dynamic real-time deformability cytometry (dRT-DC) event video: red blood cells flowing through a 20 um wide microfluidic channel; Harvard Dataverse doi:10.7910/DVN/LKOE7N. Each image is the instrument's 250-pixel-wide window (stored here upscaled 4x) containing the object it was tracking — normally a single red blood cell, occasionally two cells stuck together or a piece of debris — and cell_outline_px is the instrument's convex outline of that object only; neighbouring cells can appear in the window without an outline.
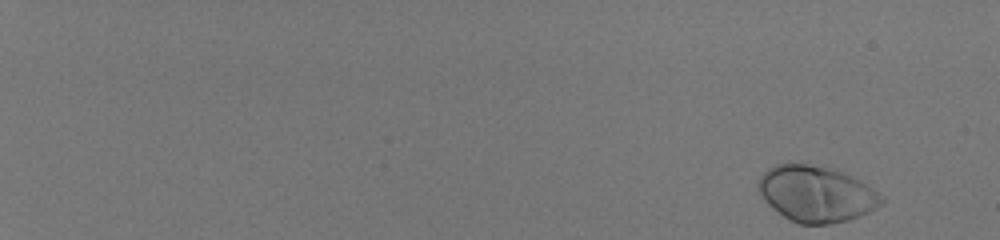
{"species": "human", "species_latin": "Homo sapiens", "temperature_condition": "room temperature", "stored_images_in_passage": 52, "camera_frame_rate_fps": 3000, "um_per_image_px": 0.085, "donor": {"sex": "male"}, "frame": {"image": 1, "passage_image": 1, "time_ms": 0.0, "image_size_px": [1000, 240], "cell_outline_px": [[884, 200], [876, 208], [860, 216], [848, 220], [828, 224], [800, 224], [784, 216], [768, 204], [764, 200], [756, 184], [760, 176], [768, 168], [776, 164], [808, 164], [840, 172], [872, 188]], "centroid_in_image_um": [69.33, 16.5], "position_along_channel_um": 15.7, "area_um2": 39.3}}
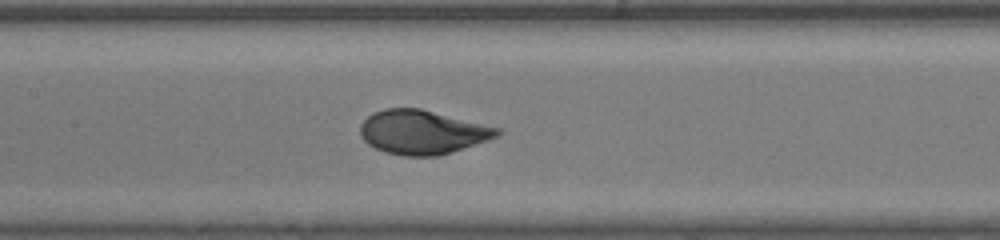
{"frame": {"image": 2, "passage_image": 30, "time_ms": 9.667, "image_size_px": [1000, 240], "cell_outline_px": [[504, 132], [500, 136], [452, 152], [436, 156], [404, 156], [384, 152], [368, 144], [360, 136], [360, 124], [372, 112], [384, 108], [420, 108], [500, 128]], "centroid_in_image_um": [35.9, 11.23], "position_along_channel_um": 171.5, "area_um2": 35.32}}
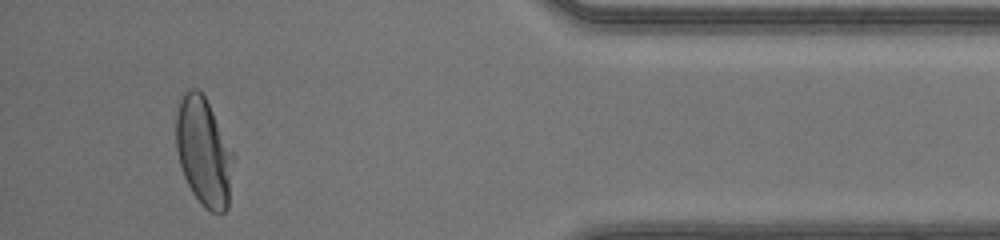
{"frame": {"image": 3, "passage_image": 50, "time_ms": 16.333, "image_size_px": [1000, 240], "cell_outline_px": [[232, 156], [228, 208], [224, 212], [212, 212], [204, 208], [200, 204], [192, 192], [184, 176], [180, 164], [176, 148], [176, 116], [180, 96], [188, 88], [196, 88], [204, 96], [232, 152]], "centroid_in_image_um": [17.27, 12.91], "position_along_channel_um": 417.9, "area_um2": 35.43}, "authors_computed_cell_mechanics": {"area_um2": 35.9516, "velocity_mm_per_s": 4.1475, "shape_relaxation_time_tau1_ms": 2.2817, "shape_relaxation_time_tau2_ms": null, "deformation_change_tau1": 0.1595, "deformation_change_tau2": null}}